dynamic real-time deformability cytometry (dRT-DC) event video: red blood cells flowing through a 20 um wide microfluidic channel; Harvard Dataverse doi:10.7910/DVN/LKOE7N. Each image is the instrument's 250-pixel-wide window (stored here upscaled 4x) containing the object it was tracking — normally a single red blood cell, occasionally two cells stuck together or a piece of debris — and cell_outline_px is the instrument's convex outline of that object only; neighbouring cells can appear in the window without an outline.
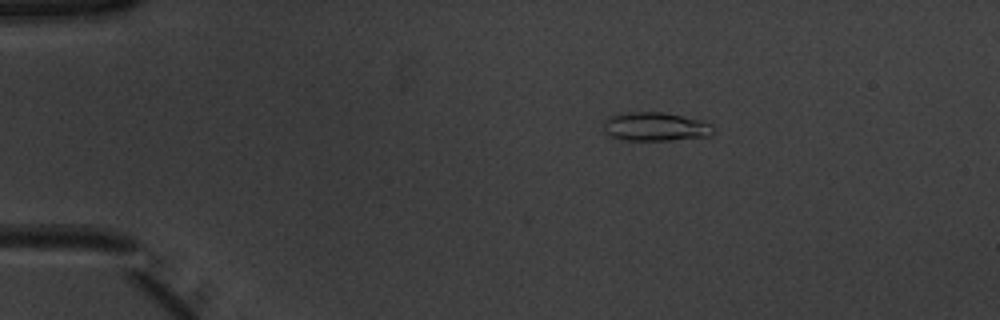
{"species": "common noctule bat (a hibernating species)", "species_latin": "Nyctalus noctula", "temperature_condition": "warm", "stored_images_in_passage": 43, "camera_frame_rate_fps": 3000, "um_per_image_px": 0.085, "animal": {"sex": "male", "body_mass_g": 20.1, "forearm_length_mm": 53.5}, "frame": {"image": 1, "passage_image": 1, "time_ms": 0.0, "image_size_px": [1000, 320], "cell_outline_px": [[716, 128], [708, 136], [668, 140], [624, 140], [608, 136], [604, 132], [604, 120], [608, 116], [628, 112], [664, 112], [704, 120], [712, 124]], "centroid_in_image_um": [55.7, 10.76], "position_along_channel_um": 29.3, "area_um2": 18.61}}
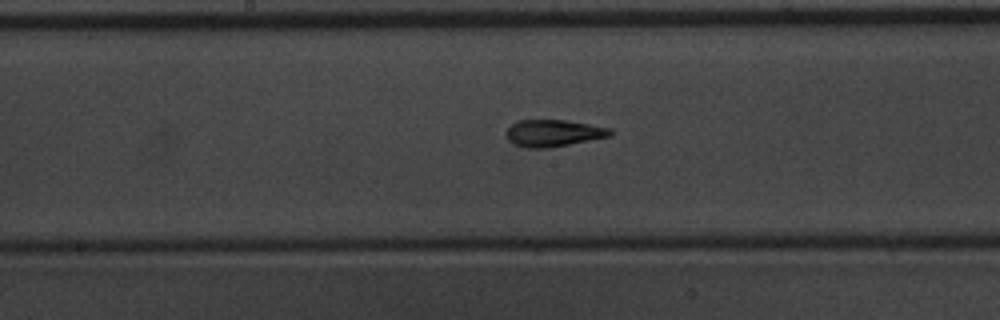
{"frame": {"image": 2, "passage_image": 19, "time_ms": 6.0, "image_size_px": [1000, 320], "cell_outline_px": [[612, 136], [548, 148], [524, 148], [512, 144], [508, 140], [504, 132], [516, 120], [564, 120], [612, 128]], "centroid_in_image_um": [47.0, 11.32], "position_along_channel_um": 201.2, "area_um2": 16.47}}
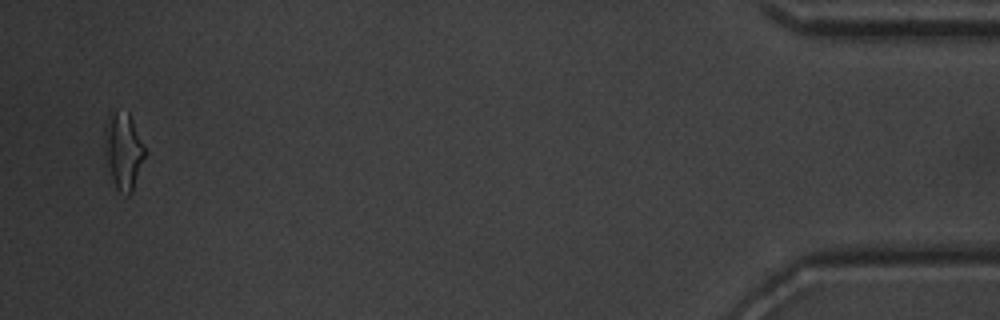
{"frame": {"image": 3, "passage_image": 42, "time_ms": 13.667, "image_size_px": [1000, 320], "cell_outline_px": [[144, 156], [132, 192], [128, 196], [124, 196], [116, 188], [104, 152], [104, 128], [108, 112], [128, 112], [144, 144]], "centroid_in_image_um": [10.46, 12.8], "position_along_channel_um": 424.7, "area_um2": 17.74}, "authors_computed_cell_mechanics": {"area_um2": 16.184, "velocity_mm_per_s": 3.9312, "shape_relaxation_time_tau1_ms": 4.3744, "shape_relaxation_time_tau2_ms": 1.9126, "deformation_change_tau1": 0.1954, "deformation_change_tau2": 0.1055}}